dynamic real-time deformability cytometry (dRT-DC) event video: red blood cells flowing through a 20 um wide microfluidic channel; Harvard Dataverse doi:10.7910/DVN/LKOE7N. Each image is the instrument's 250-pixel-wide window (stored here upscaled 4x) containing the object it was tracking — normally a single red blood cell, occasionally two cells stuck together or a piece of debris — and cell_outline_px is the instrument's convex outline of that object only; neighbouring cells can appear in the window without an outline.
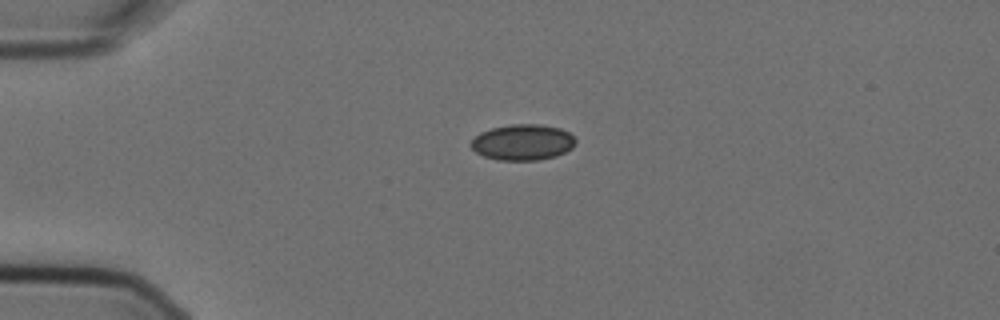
{"species": "Egyptian fruit bat (a non-hibernating species)", "species_latin": "Rousettus aegyptiacus", "temperature_condition": "cold", "stored_images_in_passage": 6, "camera_frame_rate_fps": 3000, "um_per_image_px": 0.085, "animal": {"sex": "female"}, "frame": {"image": 1, "passage_image": 6, "time_ms": 1.667, "image_size_px": [1000, 320], "cell_outline_px": [[576, 144], [572, 148], [556, 156], [540, 160], [496, 160], [484, 156], [476, 152], [468, 144], [480, 132], [492, 128], [512, 124], [540, 124], [560, 128], [568, 132], [576, 140]], "centroid_in_image_um": [44.42, 12.09], "position_along_channel_um": 40.6, "area_um2": 21.96}}